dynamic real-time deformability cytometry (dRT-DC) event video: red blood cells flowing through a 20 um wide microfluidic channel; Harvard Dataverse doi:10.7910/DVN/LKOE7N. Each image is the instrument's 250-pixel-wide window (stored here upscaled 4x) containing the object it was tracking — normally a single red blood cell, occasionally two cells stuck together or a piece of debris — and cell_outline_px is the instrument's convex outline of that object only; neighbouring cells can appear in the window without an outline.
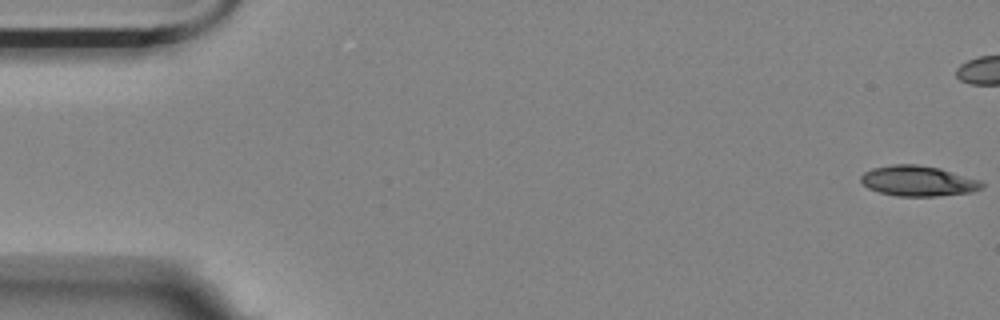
{"species": "Egyptian fruit bat (a non-hibernating species)", "species_latin": "Rousettus aegyptiacus", "temperature_condition": "room temperature", "stored_images_in_passage": 44, "camera_frame_rate_fps": 3000, "um_per_image_px": 0.085, "animal": {"sex": "female"}, "frame": {"image": 1, "passage_image": 1, "time_ms": 0.0, "image_size_px": [1000, 320], "cell_outline_px": [[984, 188], [972, 192], [936, 196], [896, 196], [880, 192], [868, 188], [860, 180], [860, 176], [864, 172], [872, 168], [892, 164], [916, 164], [940, 168], [980, 180], [984, 184]], "centroid_in_image_um": [78.04, 15.38], "position_along_channel_um": 7.0, "area_um2": 21.5}}
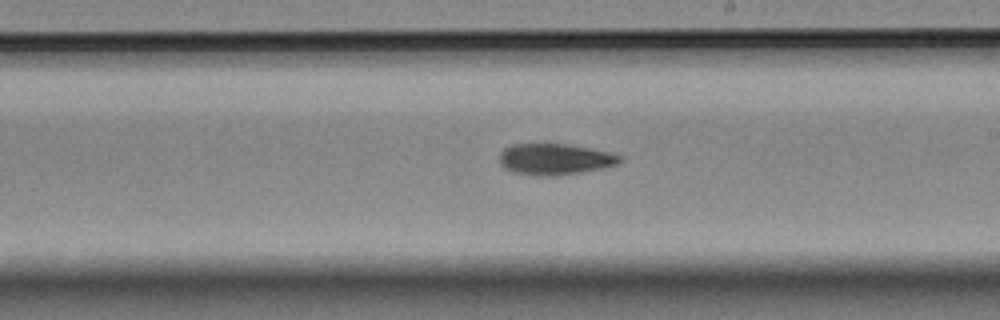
{"frame": {"image": 2, "passage_image": 32, "time_ms": 10.333, "image_size_px": [1000, 320], "cell_outline_px": [[624, 160], [616, 164], [604, 168], [580, 172], [552, 176], [540, 176], [516, 172], [504, 168], [500, 164], [500, 152], [504, 148], [512, 144], [568, 144], [592, 148], [624, 156]], "centroid_in_image_um": [47.2, 13.52], "position_along_channel_um": 241.8, "area_um2": 21.91}}
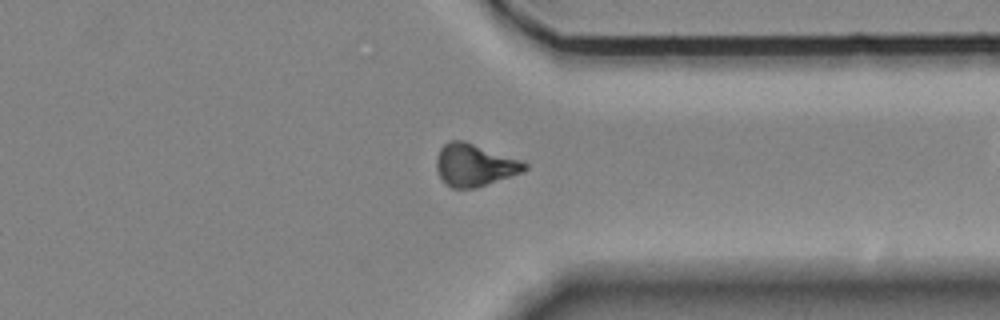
{"frame": {"image": 3, "passage_image": 43, "time_ms": 14.0, "image_size_px": [1000, 320], "cell_outline_px": [[528, 168], [524, 172], [476, 188], [452, 188], [444, 184], [436, 168], [436, 156], [440, 148], [448, 140], [464, 140], [524, 160], [528, 164]], "centroid_in_image_um": [40.36, 14.02], "position_along_channel_um": 371.0, "area_um2": 22.25}}